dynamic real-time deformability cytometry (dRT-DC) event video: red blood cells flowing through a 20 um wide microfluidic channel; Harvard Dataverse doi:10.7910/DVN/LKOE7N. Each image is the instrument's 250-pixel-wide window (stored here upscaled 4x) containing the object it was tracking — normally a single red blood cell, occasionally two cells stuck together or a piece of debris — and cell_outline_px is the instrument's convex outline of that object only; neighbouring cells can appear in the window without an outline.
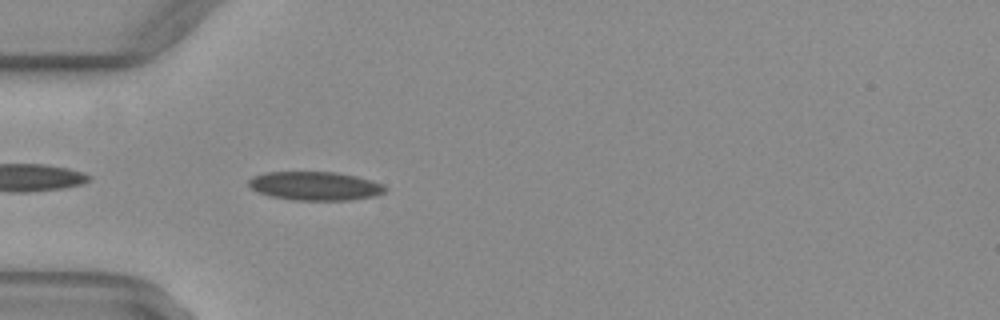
{"species": "common noctule bat (a hibernating species)", "species_latin": "Nyctalus noctula", "temperature_condition": "warm", "stored_images_in_passage": 36, "camera_frame_rate_fps": 3000, "um_per_image_px": 0.085, "animal": {"sex": "female", "body_mass_g": 29.2, "forearm_length_mm": 56.3}, "frame": {"image": 1, "passage_image": 1, "time_ms": 0.0, "image_size_px": [1000, 320], "cell_outline_px": [[388, 188], [384, 192], [376, 196], [348, 200], [292, 200], [272, 196], [260, 192], [252, 188], [248, 184], [248, 180], [252, 176], [264, 172], [336, 172], [356, 176], [372, 180], [384, 184]], "centroid_in_image_um": [26.82, 15.8], "position_along_channel_um": 58.2, "area_um2": 22.89}}
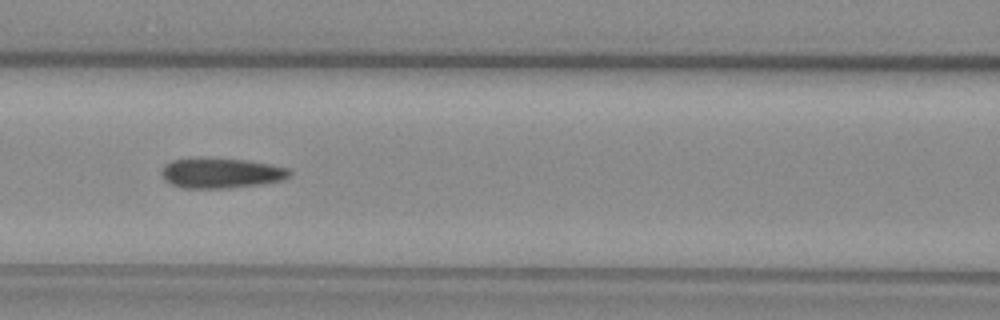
{"frame": {"image": 2, "passage_image": 8, "time_ms": 2.333, "image_size_px": [1000, 320], "cell_outline_px": [[292, 172], [284, 180], [260, 184], [228, 188], [184, 188], [172, 184], [164, 180], [160, 172], [164, 164], [172, 160], [244, 160], [272, 164], [288, 168]], "centroid_in_image_um": [18.81, 14.74], "position_along_channel_um": 147.8, "area_um2": 21.91}}
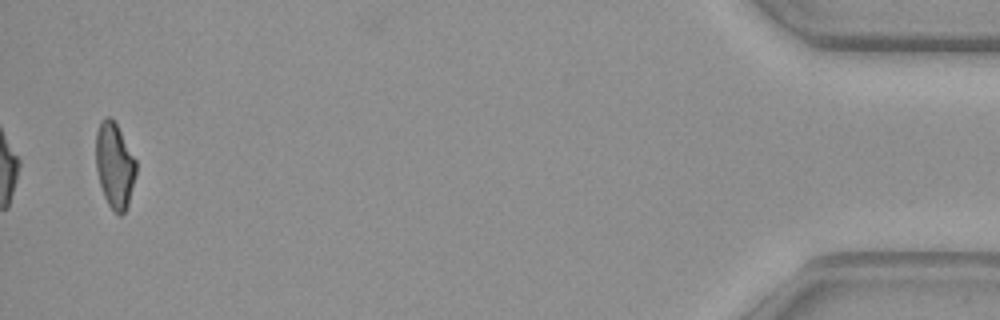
{"frame": {"image": 3, "passage_image": 35, "time_ms": 11.333, "image_size_px": [1000, 320], "cell_outline_px": [[136, 176], [128, 204], [124, 212], [120, 216], [108, 204], [104, 196], [100, 184], [96, 168], [96, 132], [100, 120], [104, 116], [108, 116], [116, 124], [136, 160]], "centroid_in_image_um": [9.74, 14.05], "position_along_channel_um": 425.5, "area_um2": 19.88}, "authors_computed_cell_mechanics": {"area_um2": 21.9062, "velocity_mm_per_s": 4.063, "shape_relaxation_time_tau1_ms": null, "shape_relaxation_time_tau2_ms": 4.0787, "deformation_change_tau1": null, "deformation_change_tau2": 0.1209}}